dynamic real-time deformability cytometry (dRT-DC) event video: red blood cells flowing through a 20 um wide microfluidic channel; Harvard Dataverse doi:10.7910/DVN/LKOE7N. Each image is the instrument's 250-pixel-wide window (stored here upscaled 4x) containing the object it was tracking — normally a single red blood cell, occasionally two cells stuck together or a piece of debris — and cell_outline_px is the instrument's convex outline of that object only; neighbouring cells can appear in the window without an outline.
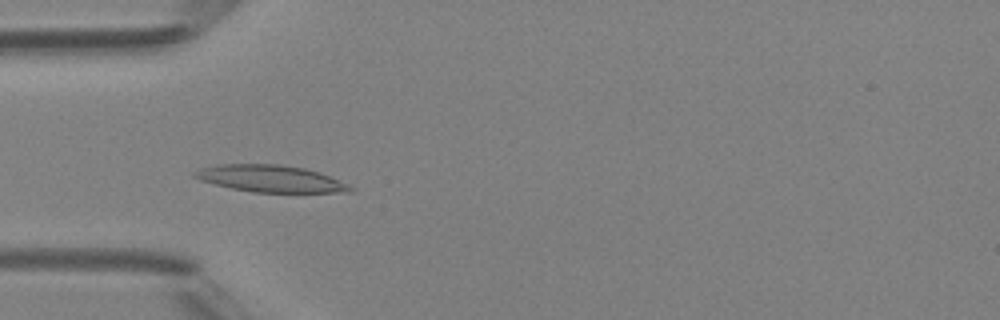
{"species": "Egyptian fruit bat (a non-hibernating species)", "species_latin": "Rousettus aegyptiacus", "temperature_condition": "room temperature", "stored_images_in_passage": 6, "camera_frame_rate_fps": 3000, "um_per_image_px": 0.085, "animal": {"sex": "female"}, "frame": {"image": 1, "passage_image": 5, "time_ms": 4.667, "image_size_px": [1000, 320], "cell_outline_px": [[356, 188], [352, 192], [252, 192], [232, 188], [200, 180], [192, 176], [192, 172], [200, 168], [220, 164], [276, 164], [304, 168], [320, 172], [348, 184]], "centroid_in_image_um": [23.0, 15.18], "position_along_channel_um": 62.0, "area_um2": 24.33}}
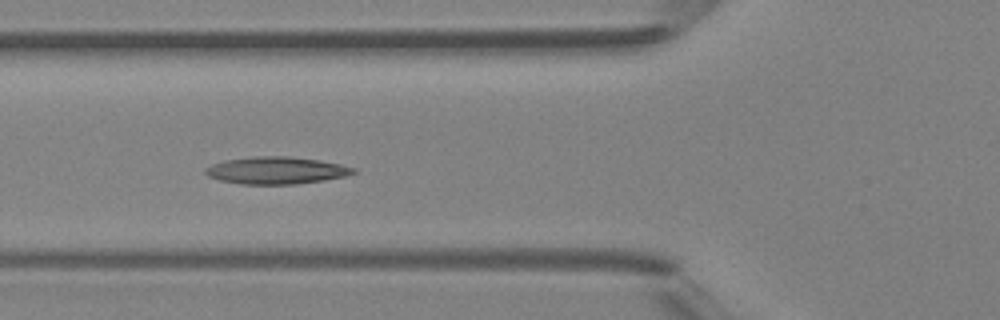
{"frame": {"image": 2, "passage_image": 6, "time_ms": 5.667, "image_size_px": [1000, 320], "cell_outline_px": [[356, 172], [344, 176], [324, 180], [296, 184], [240, 184], [220, 180], [208, 176], [204, 172], [204, 168], [212, 164], [228, 160], [252, 156], [288, 156], [320, 160], [340, 164], [356, 168]], "centroid_in_image_um": [23.48, 14.48], "position_along_channel_um": 102.3, "area_um2": 23.41}}